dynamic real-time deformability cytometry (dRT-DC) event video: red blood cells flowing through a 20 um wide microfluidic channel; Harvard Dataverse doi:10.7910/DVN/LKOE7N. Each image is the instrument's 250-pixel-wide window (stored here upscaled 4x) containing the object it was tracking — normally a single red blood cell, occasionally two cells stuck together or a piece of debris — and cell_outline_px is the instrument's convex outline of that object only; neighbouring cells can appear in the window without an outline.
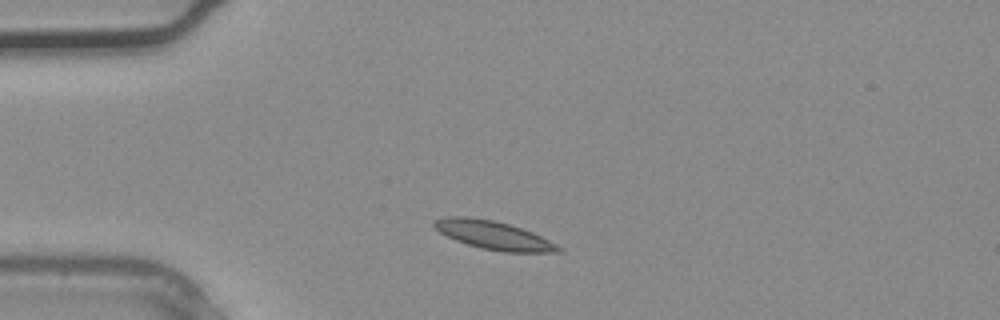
{"species": "common noctule bat (a hibernating species)", "species_latin": "Nyctalus noctula", "temperature_condition": "warm", "stored_images_in_passage": 28, "camera_frame_rate_fps": 3000, "um_per_image_px": 0.085, "animal": {"sex": "male", "body_mass_g": 20.4}, "frame": {"image": 1, "passage_image": 1, "time_ms": 0.0, "image_size_px": [1000, 320], "cell_outline_px": [[560, 252], [504, 252], [480, 248], [456, 240], [440, 232], [432, 224], [432, 220], [444, 216], [464, 216], [492, 220], [508, 224], [532, 232], [556, 244], [560, 248]], "centroid_in_image_um": [41.89, 19.98], "position_along_channel_um": 43.1, "area_um2": 20.29}}
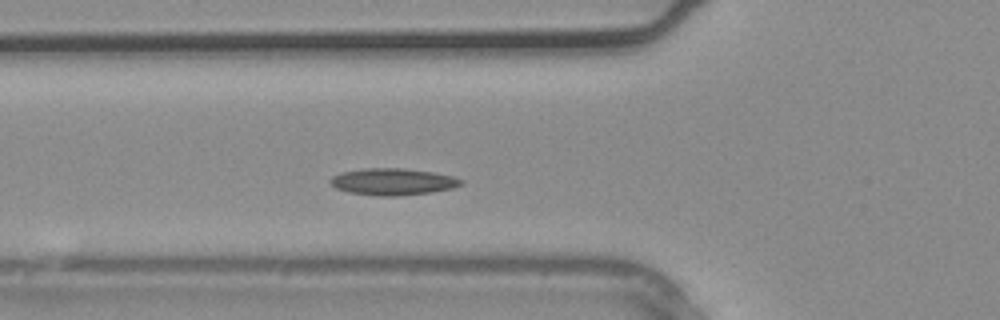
{"frame": {"image": 2, "passage_image": 5, "time_ms": 1.333, "image_size_px": [1000, 320], "cell_outline_px": [[464, 184], [452, 188], [432, 192], [396, 196], [380, 196], [348, 192], [336, 188], [328, 180], [332, 176], [340, 172], [364, 168], [404, 168], [432, 172], [452, 176], [464, 180]], "centroid_in_image_um": [33.39, 15.44], "position_along_channel_um": 92.4, "area_um2": 20.46}}